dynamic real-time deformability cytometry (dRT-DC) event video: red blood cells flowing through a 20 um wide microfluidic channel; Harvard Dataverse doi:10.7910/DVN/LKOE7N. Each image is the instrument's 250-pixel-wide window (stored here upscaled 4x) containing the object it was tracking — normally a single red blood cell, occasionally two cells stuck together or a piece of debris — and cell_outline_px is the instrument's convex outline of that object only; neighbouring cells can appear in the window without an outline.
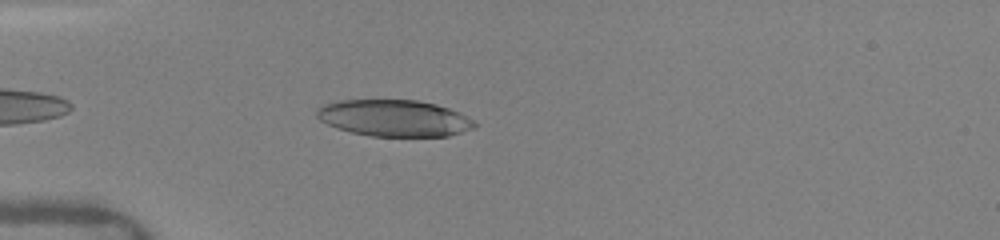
{"species": "human", "species_latin": "Homo sapiens", "temperature_condition": "warm", "stored_images_in_passage": 21, "camera_frame_rate_fps": 3000, "um_per_image_px": 0.085, "donor": {"sex": "female"}, "frame": {"image": 1, "passage_image": 4, "time_ms": 0.667, "image_size_px": [1000, 240], "cell_outline_px": [[480, 124], [476, 128], [448, 136], [372, 136], [352, 132], [336, 128], [320, 120], [316, 116], [316, 112], [324, 104], [340, 100], [416, 100], [436, 104], [448, 108]], "centroid_in_image_um": [33.52, 10.04], "position_along_channel_um": 51.5, "area_um2": 33.47}}
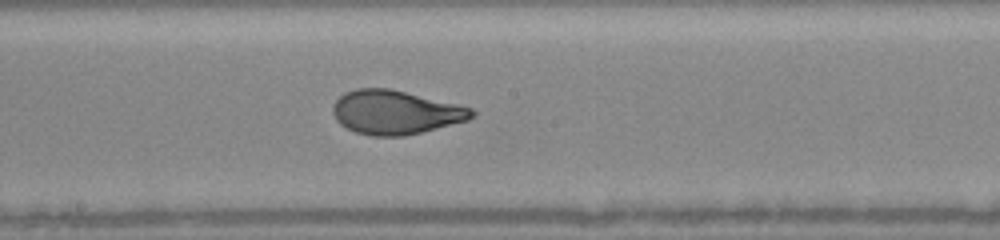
{"frame": {"image": 2, "passage_image": 11, "time_ms": 5.0, "image_size_px": [1000, 240], "cell_outline_px": [[476, 112], [468, 120], [404, 136], [372, 136], [356, 132], [340, 124], [336, 120], [332, 112], [332, 108], [336, 100], [344, 92], [356, 88], [388, 88], [460, 104], [472, 108]], "centroid_in_image_um": [33.6, 9.53], "position_along_channel_um": 214.6, "area_um2": 35.49}}
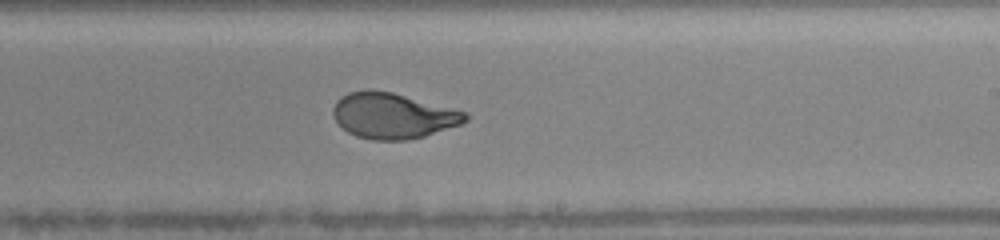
{"frame": {"image": 3, "passage_image": 13, "time_ms": 6.0, "image_size_px": [1000, 240], "cell_outline_px": [[468, 120], [460, 124], [424, 136], [408, 140], [372, 140], [356, 136], [348, 132], [336, 120], [332, 112], [332, 108], [336, 100], [340, 96], [348, 92], [392, 92], [468, 112]], "centroid_in_image_um": [33.41, 9.86], "position_along_channel_um": 255.6, "area_um2": 34.68}}